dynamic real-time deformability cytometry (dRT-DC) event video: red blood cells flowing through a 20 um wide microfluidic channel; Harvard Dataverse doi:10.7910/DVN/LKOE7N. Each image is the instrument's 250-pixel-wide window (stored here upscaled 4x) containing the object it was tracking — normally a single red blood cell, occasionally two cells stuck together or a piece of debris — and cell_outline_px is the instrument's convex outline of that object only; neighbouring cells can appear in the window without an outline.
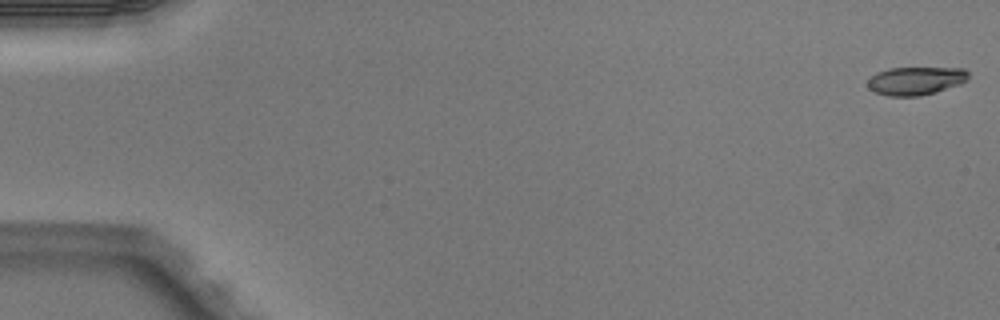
{"species": "Egyptian fruit bat (a non-hibernating species)", "species_latin": "Rousettus aegyptiacus", "temperature_condition": "warm", "stored_images_in_passage": 5, "camera_frame_rate_fps": 3000, "um_per_image_px": 0.085, "animal": {"sex": "male"}, "frame": {"image": 1, "passage_image": 1, "time_ms": 0.0, "image_size_px": [1000, 320], "cell_outline_px": [[968, 80], [960, 84], [936, 92], [920, 96], [888, 96], [876, 92], [868, 88], [868, 80], [876, 72], [888, 68], [964, 68], [968, 72]], "centroid_in_image_um": [77.84, 6.86], "position_along_channel_um": 7.2, "area_um2": 16.59}}
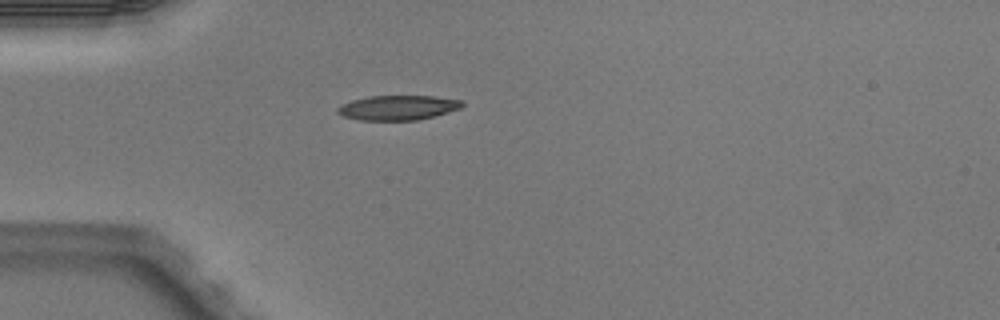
{"frame": {"image": 2, "passage_image": 5, "time_ms": 1.333, "image_size_px": [1000, 320], "cell_outline_px": [[464, 104], [460, 108], [436, 116], [420, 120], [360, 120], [344, 116], [336, 112], [336, 108], [340, 104], [352, 100], [368, 96], [432, 96], [460, 100]], "centroid_in_image_um": [33.79, 9.15], "position_along_channel_um": 51.2, "area_um2": 17.98}}